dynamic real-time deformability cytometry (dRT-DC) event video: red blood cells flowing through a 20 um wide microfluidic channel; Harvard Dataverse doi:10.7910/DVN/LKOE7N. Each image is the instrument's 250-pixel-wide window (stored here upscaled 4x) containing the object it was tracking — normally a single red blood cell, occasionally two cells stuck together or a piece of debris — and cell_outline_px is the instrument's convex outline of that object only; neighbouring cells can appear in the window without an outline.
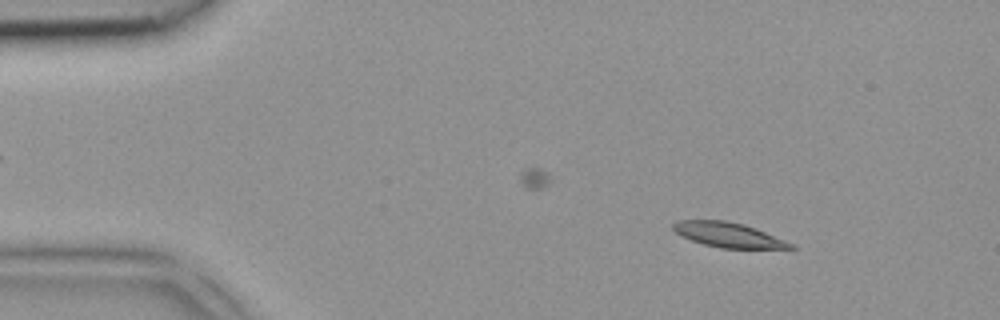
{"species": "common noctule bat (a hibernating species)", "species_latin": "Nyctalus noctula", "temperature_condition": "room temperature", "stored_images_in_passage": 2, "camera_frame_rate_fps": 3000, "um_per_image_px": 0.085, "animal": {"sex": "female", "body_mass_g": 18.4}, "frame": {"image": 1, "passage_image": 1, "time_ms": 0.0, "image_size_px": [1000, 320], "cell_outline_px": [[796, 248], [720, 248], [704, 244], [680, 236], [672, 228], [672, 224], [676, 220], [724, 220], [744, 224], [756, 228], [796, 244]], "centroid_in_image_um": [61.92, 19.95], "position_along_channel_um": 23.1, "area_um2": 17.05}}